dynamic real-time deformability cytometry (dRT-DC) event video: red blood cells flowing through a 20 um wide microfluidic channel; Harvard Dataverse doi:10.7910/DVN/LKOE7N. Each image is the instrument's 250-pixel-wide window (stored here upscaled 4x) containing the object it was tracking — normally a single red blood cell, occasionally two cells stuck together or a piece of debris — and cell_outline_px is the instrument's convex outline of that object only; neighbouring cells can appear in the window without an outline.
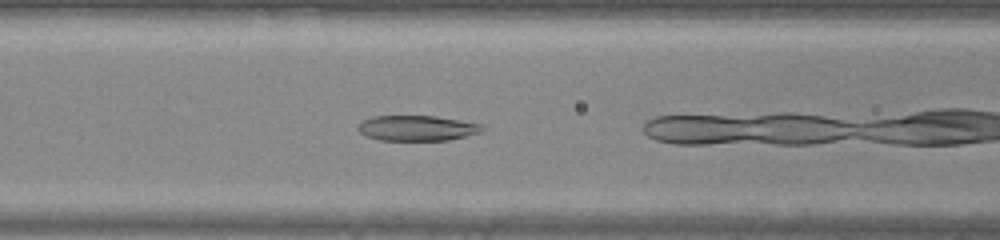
{"species": "common noctule bat (a hibernating species)", "species_latin": "Nyctalus noctula", "temperature_condition": "warm", "stored_images_in_passage": 22, "camera_frame_rate_fps": 3000, "um_per_image_px": 0.085, "animal": {"sex": "male", "body_mass_g": 20.0, "forearm_length_mm": 53.3}, "frame": {"image": 1, "passage_image": 13, "time_ms": 4.0, "image_size_px": [1000, 240], "cell_outline_px": [[484, 132], [448, 140], [380, 140], [368, 136], [360, 132], [356, 128], [356, 124], [360, 120], [372, 116], [436, 116], [480, 124], [484, 128]], "centroid_in_image_um": [35.41, 10.88], "position_along_channel_um": 131.2, "area_um2": 18.44}}
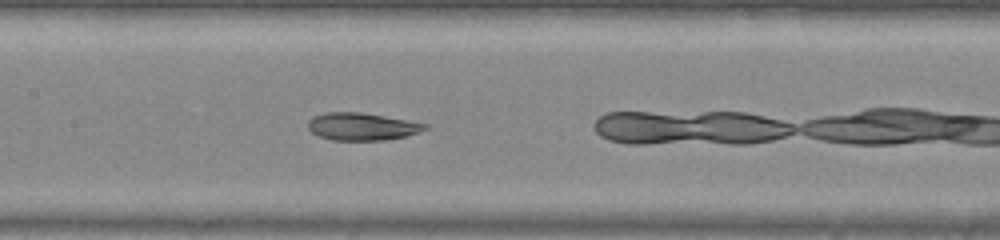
{"frame": {"image": 2, "passage_image": 16, "time_ms": 5.0, "image_size_px": [1000, 240], "cell_outline_px": [[428, 128], [404, 136], [384, 140], [332, 140], [320, 136], [312, 132], [308, 128], [308, 120], [312, 116], [324, 112], [360, 112], [384, 116], [428, 124]], "centroid_in_image_um": [30.71, 10.74], "position_along_channel_um": 176.7, "area_um2": 18.55}}